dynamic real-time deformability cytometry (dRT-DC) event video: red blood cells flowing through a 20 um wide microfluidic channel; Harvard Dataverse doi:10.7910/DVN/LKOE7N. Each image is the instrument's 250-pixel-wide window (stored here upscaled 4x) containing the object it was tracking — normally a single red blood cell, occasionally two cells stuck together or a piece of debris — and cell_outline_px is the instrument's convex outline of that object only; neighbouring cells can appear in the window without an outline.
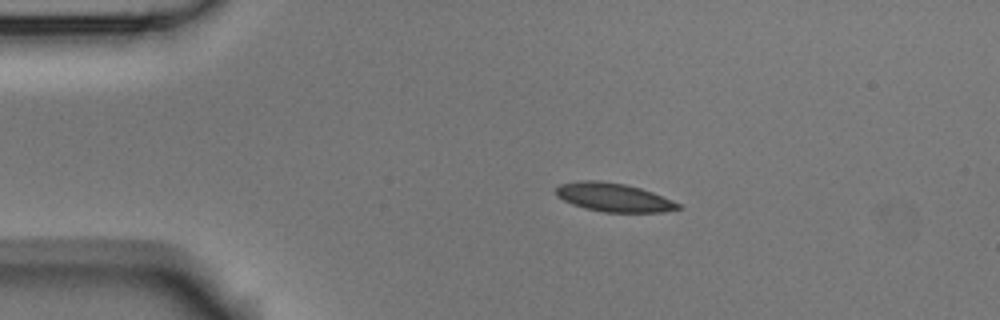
{"species": "Egyptian fruit bat (a non-hibernating species)", "species_latin": "Rousettus aegyptiacus", "temperature_condition": "room temperature", "stored_images_in_passage": 44, "camera_frame_rate_fps": 3000, "um_per_image_px": 0.085, "animal": {"sex": "male"}, "frame": {"image": 1, "passage_image": 1, "time_ms": 0.0, "image_size_px": [1000, 320], "cell_outline_px": [[680, 208], [664, 212], [604, 212], [584, 208], [572, 204], [556, 196], [556, 188], [560, 184], [580, 180], [600, 180], [624, 184], [640, 188], [652, 192], [672, 200], [680, 204]], "centroid_in_image_um": [52.13, 16.77], "position_along_channel_um": 32.9, "area_um2": 20.29}}
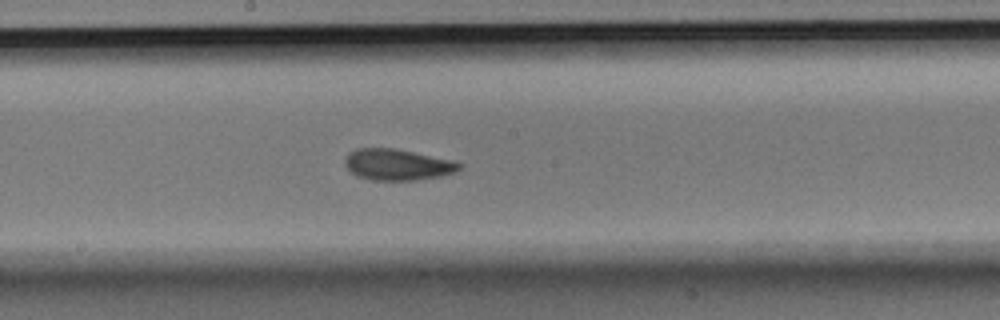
{"frame": {"image": 2, "passage_image": 19, "time_ms": 6.0, "image_size_px": [1000, 320], "cell_outline_px": [[464, 164], [456, 172], [440, 176], [416, 180], [372, 180], [356, 176], [348, 172], [344, 164], [344, 160], [348, 152], [356, 148], [396, 148], [456, 160]], "centroid_in_image_um": [33.78, 13.98], "position_along_channel_um": 214.4, "area_um2": 21.33}}
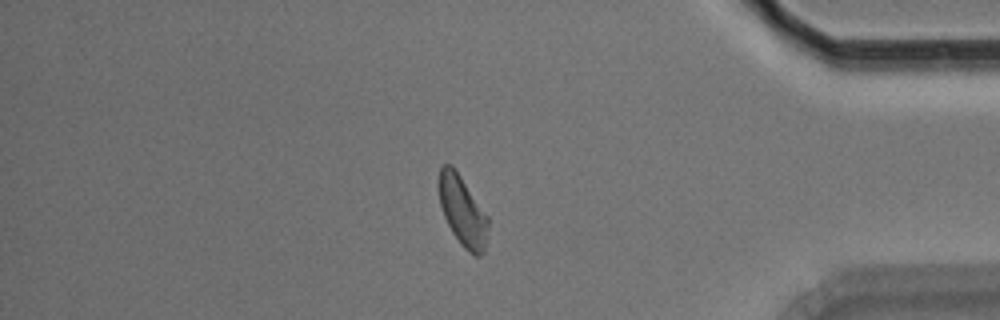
{"frame": {"image": 3, "passage_image": 36, "time_ms": 11.667, "image_size_px": [1000, 320], "cell_outline_px": [[488, 228], [484, 252], [480, 256], [476, 256], [468, 252], [460, 244], [452, 232], [444, 216], [440, 204], [436, 184], [440, 168], [444, 164], [452, 164], [488, 216]], "centroid_in_image_um": [39.29, 17.92], "position_along_channel_um": 395.9, "area_um2": 20.29}, "authors_computed_cell_mechanics": {"area_um2": 20.3456, "velocity_mm_per_s": 3.7405, "shape_relaxation_time_tau1_ms": 6.2171, "shape_relaxation_time_tau2_ms": 3.7826, "deformation_change_tau1": 0.1418, "deformation_change_tau2": 0.074}}